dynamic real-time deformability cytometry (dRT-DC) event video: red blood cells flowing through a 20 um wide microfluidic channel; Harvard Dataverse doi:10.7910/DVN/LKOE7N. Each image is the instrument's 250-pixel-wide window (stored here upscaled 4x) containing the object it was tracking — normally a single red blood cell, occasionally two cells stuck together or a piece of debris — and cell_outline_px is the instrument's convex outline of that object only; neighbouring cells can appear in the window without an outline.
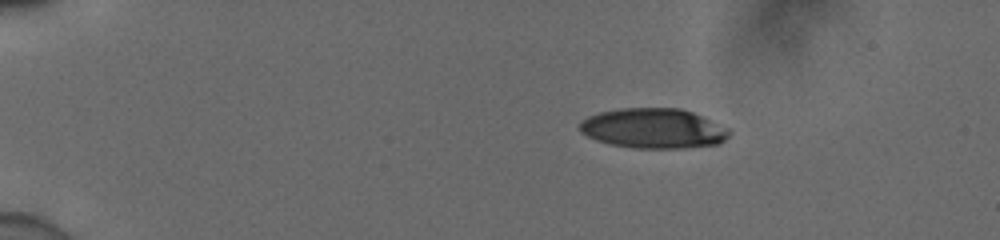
{"species": "human", "species_latin": "Homo sapiens", "temperature_condition": "cold", "stored_images_in_passage": 43, "camera_frame_rate_fps": 3000, "um_per_image_px": 0.085, "donor": {"sex": "male"}, "frame": {"image": 1, "passage_image": 1, "time_ms": 0.0, "image_size_px": [1000, 240], "cell_outline_px": [[732, 132], [720, 144], [684, 148], [636, 148], [612, 144], [596, 140], [580, 132], [580, 120], [588, 116], [600, 112], [620, 108], [680, 108], [704, 116], [728, 128]], "centroid_in_image_um": [55.57, 10.91], "position_along_channel_um": 29.4, "area_um2": 34.97}}
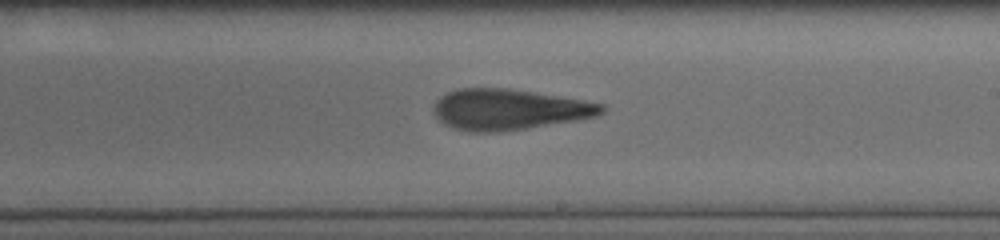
{"frame": {"image": 2, "passage_image": 25, "time_ms": 8.0, "image_size_px": [1000, 240], "cell_outline_px": [[604, 112], [596, 116], [580, 120], [500, 132], [468, 132], [444, 124], [436, 116], [432, 108], [436, 100], [440, 96], [456, 88], [504, 88], [532, 92], [604, 104]], "centroid_in_image_um": [43.22, 9.31], "position_along_channel_um": 245.8, "area_um2": 39.77}}
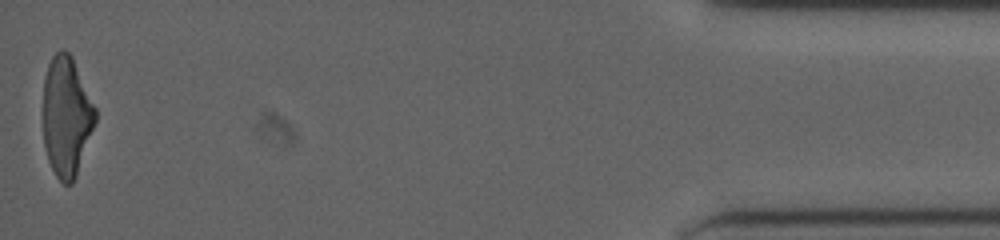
{"frame": {"image": 3, "passage_image": 43, "time_ms": 14.0, "image_size_px": [1000, 240], "cell_outline_px": [[96, 120], [76, 176], [72, 184], [64, 184], [56, 176], [48, 160], [44, 144], [44, 76], [48, 64], [52, 56], [60, 48], [64, 48], [72, 56], [96, 108]], "centroid_in_image_um": [5.65, 9.87], "position_along_channel_um": 429.6, "area_um2": 36.36}, "authors_computed_cell_mechanics": {"area_um2": 38.6682, "velocity_mm_per_s": 3.9092, "shape_relaxation_time_tau1_ms": 6.9123, "shape_relaxation_time_tau2_ms": 3.3267, "deformation_change_tau1": 0.2122, "deformation_change_tau2": 0.1527}}